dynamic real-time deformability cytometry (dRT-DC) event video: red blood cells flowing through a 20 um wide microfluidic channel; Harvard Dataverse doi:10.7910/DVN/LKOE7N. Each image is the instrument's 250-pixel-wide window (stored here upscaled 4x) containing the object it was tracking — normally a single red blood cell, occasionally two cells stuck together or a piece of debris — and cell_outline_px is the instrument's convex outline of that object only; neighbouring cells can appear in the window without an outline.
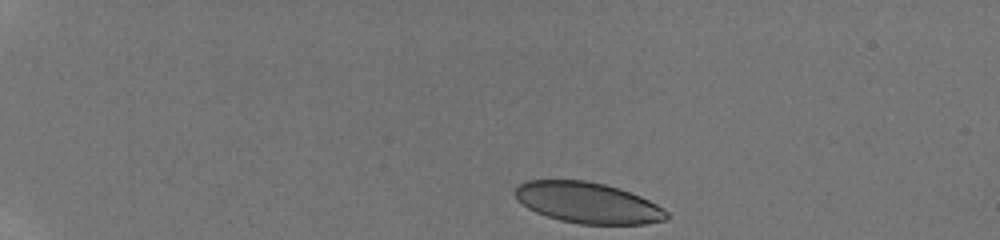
{"species": "human", "species_latin": "Homo sapiens", "temperature_condition": "room temperature", "stored_images_in_passage": 80, "camera_frame_rate_fps": 3000, "um_per_image_px": 0.085, "donor": {"sex": "male"}, "frame": {"image": 1, "passage_image": 1, "time_ms": 0.0, "image_size_px": [1000, 240], "cell_outline_px": [[668, 216], [664, 220], [644, 224], [580, 224], [560, 220], [536, 212], [528, 208], [516, 200], [512, 192], [516, 184], [524, 180], [588, 180], [620, 188], [640, 196], [656, 204], [668, 212]], "centroid_in_image_um": [49.89, 17.22], "position_along_channel_um": 35.1, "area_um2": 36.36}}
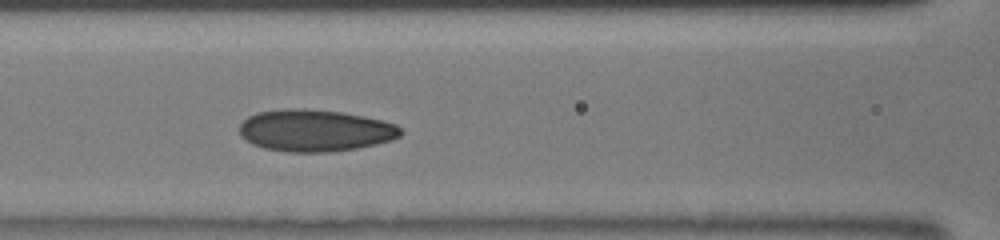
{"frame": {"image": 2, "passage_image": 34, "time_ms": 5.0, "image_size_px": [1000, 240], "cell_outline_px": [[404, 132], [400, 136], [392, 140], [376, 144], [356, 148], [328, 152], [288, 152], [264, 148], [252, 144], [240, 136], [240, 124], [248, 116], [256, 112], [288, 108], [304, 108], [340, 112], [380, 120], [396, 124]], "centroid_in_image_um": [26.76, 11.09], "position_along_channel_um": 139.8, "area_um2": 39.36}}
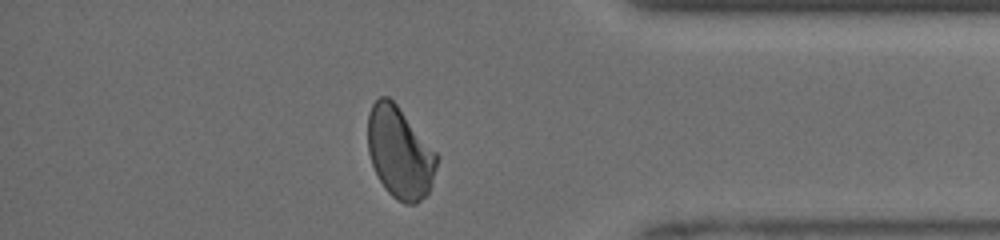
{"frame": {"image": 3, "passage_image": 74, "time_ms": 11.667, "image_size_px": [1000, 240], "cell_outline_px": [[440, 156], [432, 184], [428, 192], [416, 204], [404, 204], [392, 196], [384, 188], [372, 164], [368, 152], [368, 112], [372, 104], [380, 96], [388, 96], [396, 104]], "centroid_in_image_um": [33.99, 12.98], "position_along_channel_um": 401.2, "area_um2": 36.82}, "authors_computed_cell_mechanics": {"area_um2": 37.9746, "velocity_mm_per_s": 4.1156, "shape_relaxation_time_tau1_ms": 4.8688, "shape_relaxation_time_tau2_ms": 0.8258, "deformation_change_tau1": 0.1447, "deformation_change_tau2": 0.054}}